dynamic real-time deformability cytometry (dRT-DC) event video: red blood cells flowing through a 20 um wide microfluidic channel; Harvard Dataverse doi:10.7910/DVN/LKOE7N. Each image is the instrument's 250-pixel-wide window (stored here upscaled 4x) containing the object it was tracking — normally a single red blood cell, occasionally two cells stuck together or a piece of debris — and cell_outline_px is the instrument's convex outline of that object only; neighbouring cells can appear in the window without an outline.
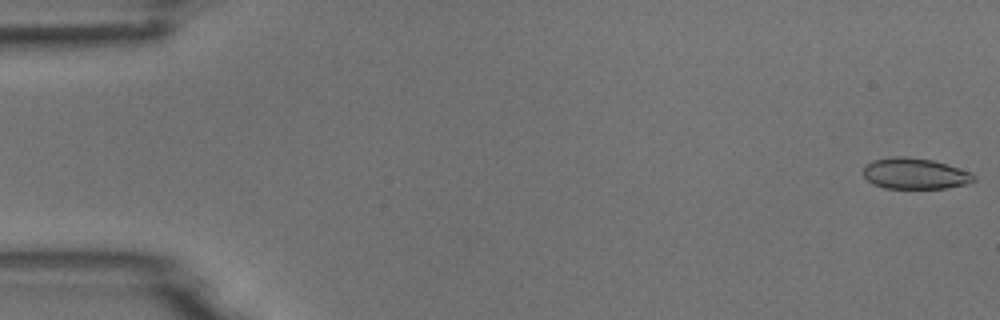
{"species": "common noctule bat (a hibernating species)", "species_latin": "Nyctalus noctula", "temperature_condition": "room temperature", "stored_images_in_passage": 6, "camera_frame_rate_fps": 3000, "um_per_image_px": 0.085, "animal": {"sex": "male", "body_mass_g": 18.8}, "frame": {"image": 1, "passage_image": 1, "time_ms": 0.0, "image_size_px": [1000, 320], "cell_outline_px": [[976, 180], [968, 184], [944, 188], [884, 188], [872, 184], [864, 176], [864, 168], [872, 160], [892, 156], [904, 156], [932, 160], [972, 172], [976, 176]], "centroid_in_image_um": [77.79, 14.75], "position_along_channel_um": 7.2, "area_um2": 20.0}}
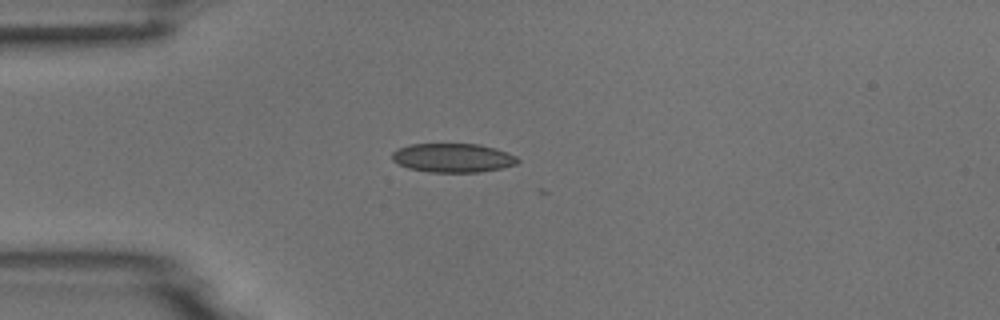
{"frame": {"image": 2, "passage_image": 5, "time_ms": 4.333, "image_size_px": [1000, 320], "cell_outline_px": [[520, 160], [516, 164], [500, 168], [480, 172], [428, 172], [408, 168], [392, 160], [392, 152], [400, 148], [412, 144], [480, 144], [496, 148], [516, 156]], "centroid_in_image_um": [38.5, 13.42], "position_along_channel_um": 46.5, "area_um2": 21.1}}